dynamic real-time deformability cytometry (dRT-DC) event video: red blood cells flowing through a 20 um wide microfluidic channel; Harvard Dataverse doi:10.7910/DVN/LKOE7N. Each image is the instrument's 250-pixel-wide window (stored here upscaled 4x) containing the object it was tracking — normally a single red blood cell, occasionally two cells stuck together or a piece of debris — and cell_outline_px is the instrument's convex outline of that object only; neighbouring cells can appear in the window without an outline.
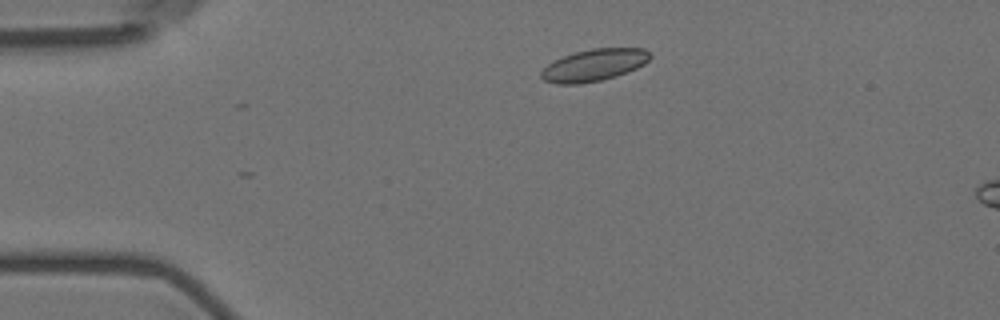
{"species": "Egyptian fruit bat (a non-hibernating species)", "species_latin": "Rousettus aegyptiacus", "temperature_condition": "room temperature", "stored_images_in_passage": 2, "camera_frame_rate_fps": 3000, "um_per_image_px": 0.085, "animal": {"sex": "female"}, "frame": {"image": 1, "passage_image": 2, "time_ms": 2.333, "image_size_px": [1000, 320], "cell_outline_px": [[652, 56], [644, 64], [636, 68], [616, 76], [600, 80], [580, 84], [556, 84], [544, 80], [540, 76], [540, 72], [552, 60], [576, 52], [592, 48], [644, 48]], "centroid_in_image_um": [50.47, 5.53], "position_along_channel_um": 34.5, "area_um2": 20.23}}